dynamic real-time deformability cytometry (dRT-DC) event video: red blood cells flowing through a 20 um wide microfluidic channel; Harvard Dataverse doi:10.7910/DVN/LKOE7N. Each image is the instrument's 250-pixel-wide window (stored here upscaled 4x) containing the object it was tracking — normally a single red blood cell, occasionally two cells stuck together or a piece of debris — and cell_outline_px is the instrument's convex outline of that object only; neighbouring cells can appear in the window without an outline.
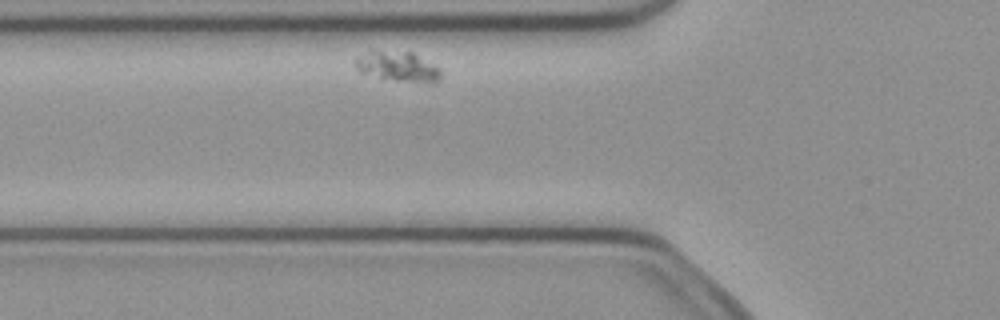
{"species": "common noctule bat (a hibernating species)", "species_latin": "Nyctalus noctula", "temperature_condition": "cold", "stored_images_in_passage": 2, "camera_frame_rate_fps": 3000, "um_per_image_px": 0.085, "animal": {"sex": "female", "body_mass_g": 21.9}, "frame": {"image": 1, "passage_image": 2, "time_ms": 0.333, "image_size_px": [1000, 320], "cell_outline_px": [[440, 76], [432, 84], [428, 84], [396, 80], [360, 72], [356, 68], [356, 60], [368, 48], [372, 48], [412, 52], [440, 68]], "centroid_in_image_um": [33.8, 5.61], "position_along_channel_um": 92.0, "area_um2": 15.14}}